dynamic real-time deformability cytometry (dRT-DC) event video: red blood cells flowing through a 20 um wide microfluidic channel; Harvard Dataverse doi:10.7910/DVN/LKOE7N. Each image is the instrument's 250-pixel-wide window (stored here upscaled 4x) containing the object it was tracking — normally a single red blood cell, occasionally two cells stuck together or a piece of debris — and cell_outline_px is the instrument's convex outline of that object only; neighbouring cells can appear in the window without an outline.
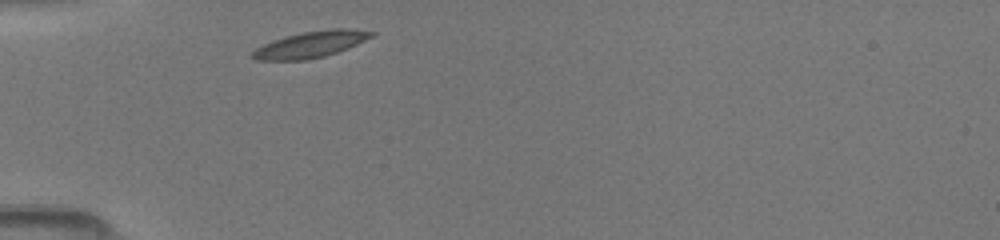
{"species": "common noctule bat (a hibernating species)", "species_latin": "Nyctalus noctula", "temperature_condition": "room temperature", "stored_images_in_passage": 24, "camera_frame_rate_fps": 3000, "um_per_image_px": 0.085, "animal": {"sex": "female", "body_mass_g": 19.5, "forearm_length_mm": 54.1}, "frame": {"image": 1, "passage_image": 1, "time_ms": 0.0, "image_size_px": [1000, 240], "cell_outline_px": [[376, 36], [348, 48], [324, 56], [304, 60], [256, 60], [248, 56], [256, 48], [272, 40], [284, 36], [300, 32], [332, 28], [348, 28], [376, 32]], "centroid_in_image_um": [26.42, 3.76], "position_along_channel_um": 58.6, "area_um2": 18.5}}
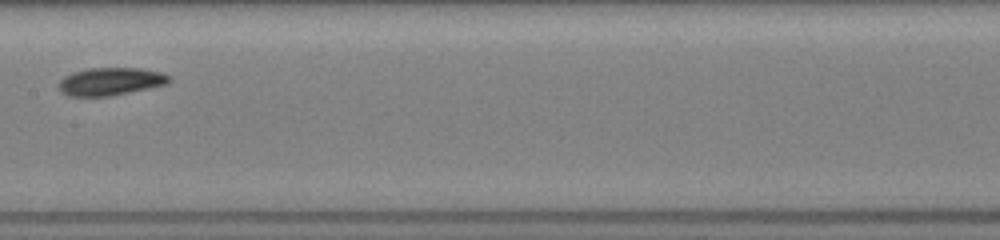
{"frame": {"image": 2, "passage_image": 11, "time_ms": 3.667, "image_size_px": [1000, 240], "cell_outline_px": [[172, 80], [168, 84], [112, 96], [68, 96], [60, 92], [60, 80], [64, 76], [72, 72], [88, 68], [140, 68], [164, 72], [172, 76]], "centroid_in_image_um": [9.45, 6.92], "position_along_channel_um": 197.9, "area_um2": 18.15}}
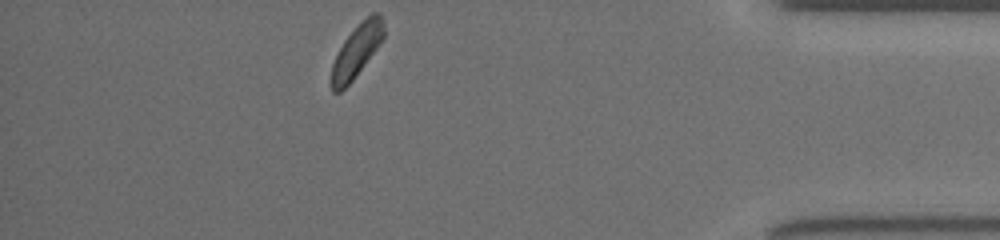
{"frame": {"image": 3, "passage_image": 24, "time_ms": 9.667, "image_size_px": [1000, 240], "cell_outline_px": [[384, 36], [380, 44], [352, 80], [340, 92], [332, 92], [332, 64], [344, 40], [372, 12], [380, 12], [384, 20]], "centroid_in_image_um": [30.35, 4.3], "position_along_channel_um": 404.9, "area_um2": 15.55}}